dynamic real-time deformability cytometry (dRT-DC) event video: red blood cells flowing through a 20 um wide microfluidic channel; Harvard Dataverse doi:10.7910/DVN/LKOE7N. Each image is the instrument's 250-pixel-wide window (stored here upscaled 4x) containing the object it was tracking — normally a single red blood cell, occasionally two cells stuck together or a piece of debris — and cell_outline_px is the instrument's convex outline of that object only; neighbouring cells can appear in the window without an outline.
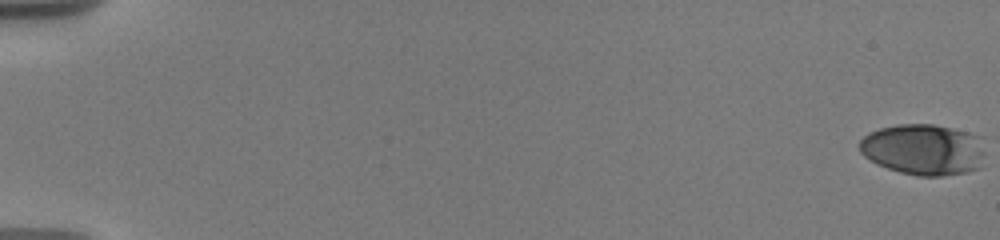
{"species": "human", "species_latin": "Homo sapiens", "temperature_condition": "warm", "stored_images_in_passage": 39, "camera_frame_rate_fps": 3000, "um_per_image_px": 0.085, "donor": {"sex": "male"}, "frame": {"image": 1, "passage_image": 1, "time_ms": 0.0, "image_size_px": [1000, 240], "cell_outline_px": [[984, 152], [980, 168], [968, 172], [940, 176], [916, 176], [900, 172], [876, 164], [864, 156], [860, 152], [860, 140], [868, 132], [880, 128], [896, 124], [932, 124], [952, 128], [984, 136]], "centroid_in_image_um": [78.53, 12.7], "position_along_channel_um": 6.5, "area_um2": 37.97}}
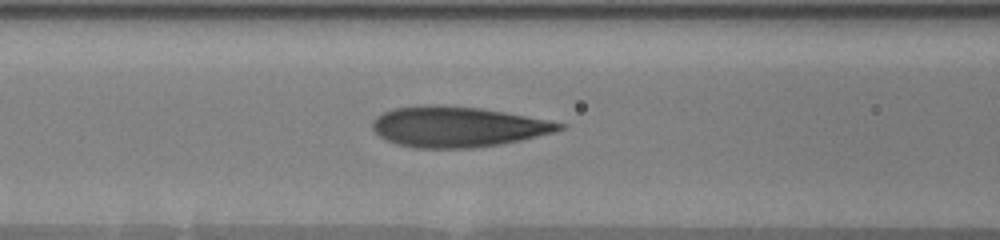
{"frame": {"image": 2, "passage_image": 29, "time_ms": 8.667, "image_size_px": [1000, 240], "cell_outline_px": [[568, 124], [564, 128], [556, 132], [520, 140], [500, 144], [472, 148], [416, 148], [396, 144], [380, 136], [372, 128], [372, 120], [376, 116], [392, 108], [424, 104], [436, 104], [480, 108], [504, 112], [548, 120]], "centroid_in_image_um": [38.88, 10.77], "position_along_channel_um": 127.7, "area_um2": 44.22}}
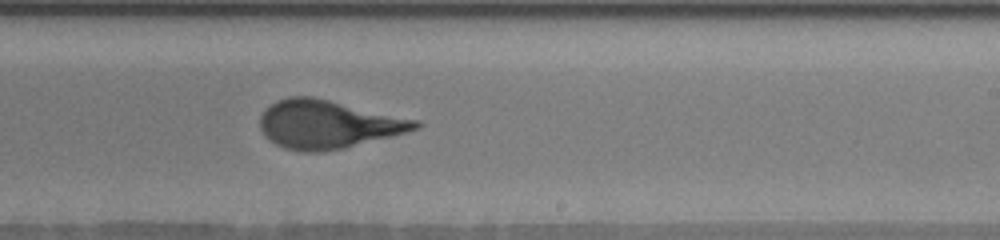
{"frame": {"image": 3, "passage_image": 39, "time_ms": 12.333, "image_size_px": [1000, 240], "cell_outline_px": [[424, 124], [420, 128], [344, 148], [324, 152], [300, 152], [284, 148], [268, 140], [264, 136], [260, 128], [260, 116], [276, 100], [288, 96], [312, 96], [420, 120]], "centroid_in_image_um": [27.86, 10.57], "position_along_channel_um": 261.1, "area_um2": 43.81}}